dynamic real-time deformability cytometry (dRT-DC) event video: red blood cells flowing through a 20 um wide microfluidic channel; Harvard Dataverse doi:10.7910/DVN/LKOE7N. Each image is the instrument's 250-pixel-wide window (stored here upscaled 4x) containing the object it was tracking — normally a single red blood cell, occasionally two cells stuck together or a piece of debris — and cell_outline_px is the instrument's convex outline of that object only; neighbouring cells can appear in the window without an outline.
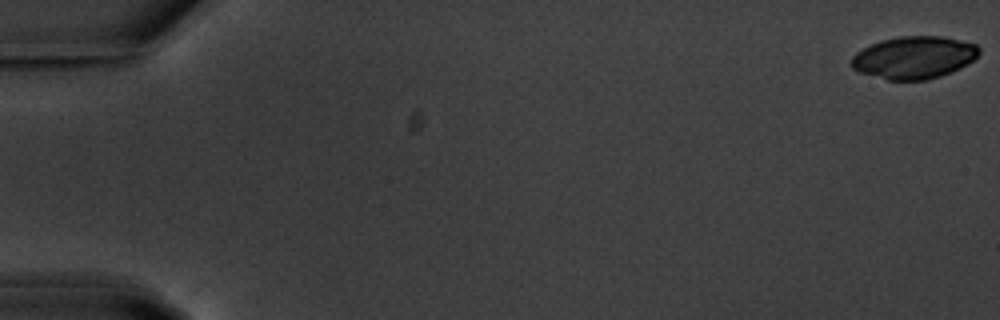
{"species": "common noctule bat (a hibernating species)", "species_latin": "Nyctalus noctula", "temperature_condition": "warm", "stored_images_in_passage": 56, "camera_frame_rate_fps": 3000, "um_per_image_px": 0.085, "animal": {"sex": "male", "body_mass_g": 20.1, "forearm_length_mm": 53.5}, "frame": {"image": 1, "passage_image": 1, "time_ms": 0.0, "image_size_px": [1000, 320], "cell_outline_px": [[980, 52], [968, 64], [960, 68], [940, 76], [928, 80], [888, 80], [860, 72], [852, 68], [852, 56], [856, 52], [880, 40], [900, 36], [940, 36], [960, 40], [976, 44], [980, 48]], "centroid_in_image_um": [77.7, 4.88], "position_along_channel_um": 7.3, "area_um2": 31.44}}